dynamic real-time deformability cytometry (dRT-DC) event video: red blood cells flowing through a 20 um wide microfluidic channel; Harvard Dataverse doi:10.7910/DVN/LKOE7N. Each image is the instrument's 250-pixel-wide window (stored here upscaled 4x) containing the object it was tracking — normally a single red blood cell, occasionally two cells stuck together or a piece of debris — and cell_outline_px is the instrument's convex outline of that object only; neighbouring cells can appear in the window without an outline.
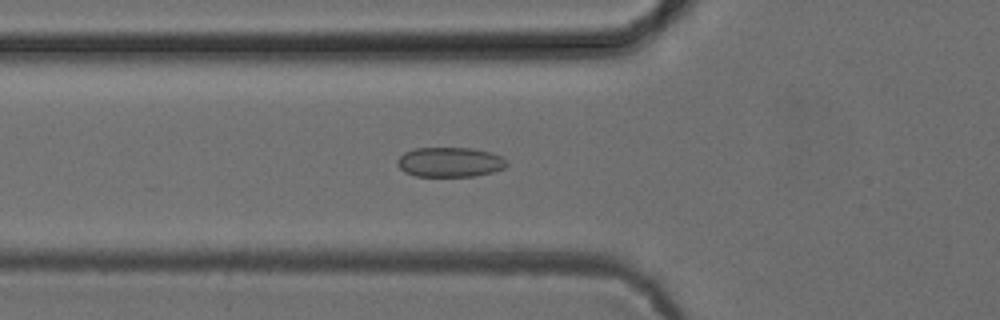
{"species": "common noctule bat (a hibernating species)", "species_latin": "Nyctalus noctula", "temperature_condition": "cold", "stored_images_in_passage": 52, "camera_frame_rate_fps": 3000, "um_per_image_px": 0.085, "animal": {"sex": "female", "body_mass_g": 24.6, "forearm_length_mm": 56.2}, "frame": {"image": 1, "passage_image": 19, "time_ms": 6.0, "image_size_px": [1000, 320], "cell_outline_px": [[508, 164], [504, 168], [492, 172], [472, 176], [416, 176], [404, 172], [396, 164], [396, 160], [404, 152], [416, 148], [472, 148], [488, 152], [500, 156], [508, 160]], "centroid_in_image_um": [38.22, 13.78], "position_along_channel_um": 87.6, "area_um2": 18.96}}
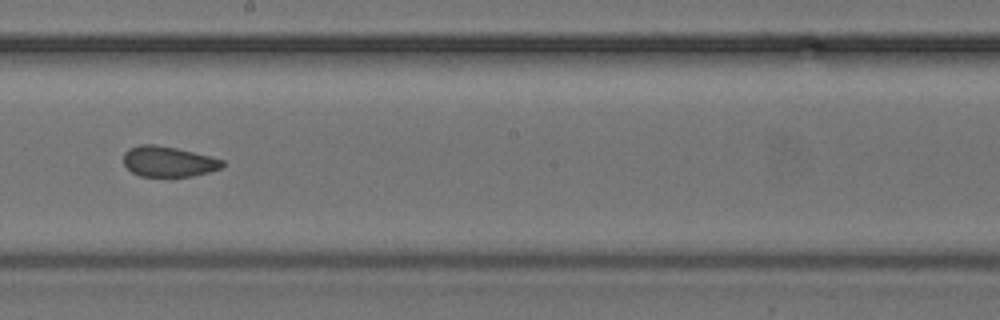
{"frame": {"image": 2, "passage_image": 30, "time_ms": 9.667, "image_size_px": [1000, 320], "cell_outline_px": [[224, 164], [220, 168], [208, 172], [192, 176], [140, 176], [132, 172], [124, 164], [124, 152], [128, 148], [140, 144], [156, 144], [176, 148], [224, 160]], "centroid_in_image_um": [14.28, 13.72], "position_along_channel_um": 233.9, "area_um2": 17.4}}
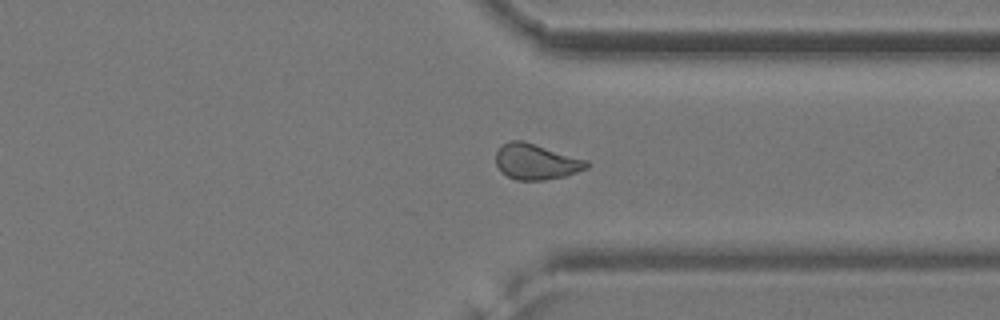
{"frame": {"image": 3, "passage_image": 40, "time_ms": 13.0, "image_size_px": [1000, 320], "cell_outline_px": [[592, 164], [588, 168], [564, 176], [544, 180], [516, 180], [500, 172], [496, 164], [496, 152], [508, 140], [524, 140], [588, 160]], "centroid_in_image_um": [45.59, 13.74], "position_along_channel_um": 365.8, "area_um2": 19.07}}